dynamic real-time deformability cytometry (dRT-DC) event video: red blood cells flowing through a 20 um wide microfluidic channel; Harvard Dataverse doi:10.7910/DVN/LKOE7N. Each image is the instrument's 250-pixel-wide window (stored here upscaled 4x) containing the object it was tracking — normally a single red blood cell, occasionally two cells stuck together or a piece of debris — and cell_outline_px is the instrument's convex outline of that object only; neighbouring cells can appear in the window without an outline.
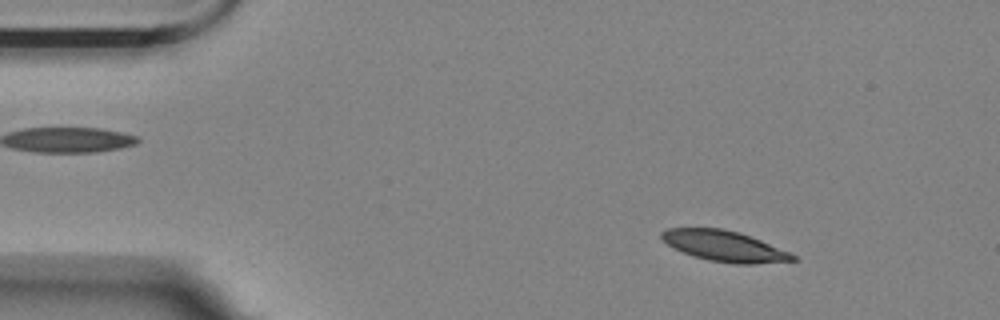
{"species": "Egyptian fruit bat (a non-hibernating species)", "species_latin": "Rousettus aegyptiacus", "temperature_condition": "room temperature", "stored_images_in_passage": 3, "camera_frame_rate_fps": 3000, "um_per_image_px": 0.085, "animal": {"sex": "female"}, "frame": {"image": 1, "passage_image": 2, "time_ms": 0.333, "image_size_px": [1000, 320], "cell_outline_px": [[800, 260], [756, 264], [732, 264], [708, 260], [692, 256], [672, 248], [660, 236], [660, 232], [668, 228], [720, 228], [736, 232], [760, 240], [788, 252], [796, 256]], "centroid_in_image_um": [61.54, 20.93], "position_along_channel_um": 23.5, "area_um2": 23.35}}